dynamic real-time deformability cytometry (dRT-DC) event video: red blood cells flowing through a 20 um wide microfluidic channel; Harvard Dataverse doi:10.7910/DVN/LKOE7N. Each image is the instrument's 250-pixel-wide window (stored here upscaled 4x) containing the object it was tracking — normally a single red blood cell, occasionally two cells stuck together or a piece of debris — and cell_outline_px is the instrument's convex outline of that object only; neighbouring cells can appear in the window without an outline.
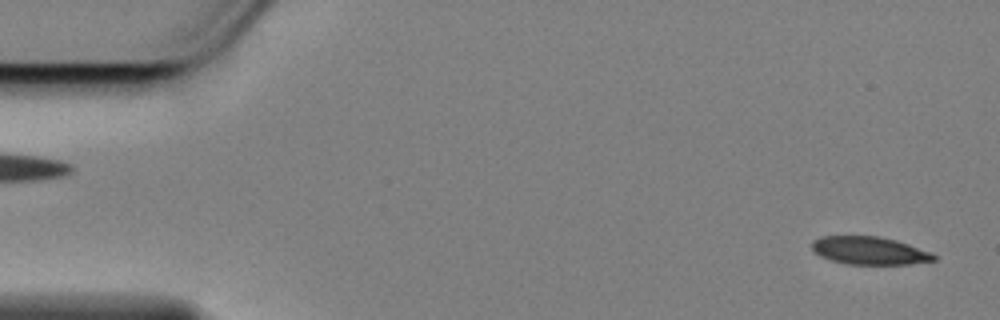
{"species": "Egyptian fruit bat (a non-hibernating species)", "species_latin": "Rousettus aegyptiacus", "temperature_condition": "cold", "stored_images_in_passage": 58, "camera_frame_rate_fps": 3000, "um_per_image_px": 0.085, "animal": {"sex": "female"}, "frame": {"image": 1, "passage_image": 3, "time_ms": 0.667, "image_size_px": [1000, 320], "cell_outline_px": [[936, 260], [912, 264], [848, 264], [832, 260], [820, 256], [812, 248], [812, 240], [820, 236], [880, 236], [896, 240], [932, 252], [936, 256]], "centroid_in_image_um": [73.92, 21.29], "position_along_channel_um": 11.1, "area_um2": 19.83}}
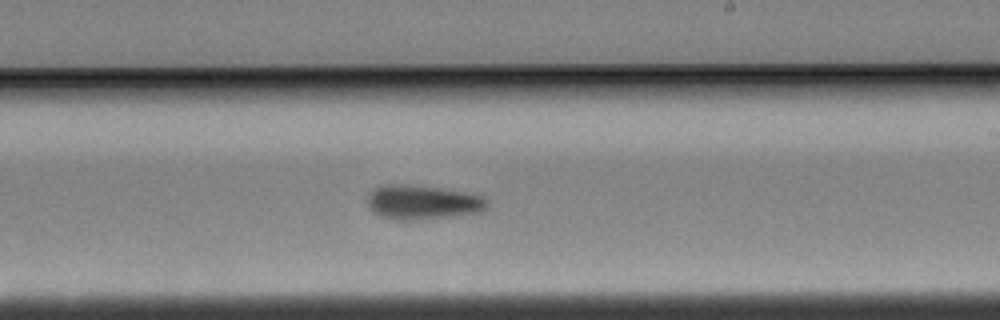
{"frame": {"image": 2, "passage_image": 34, "time_ms": 11.0, "image_size_px": [1000, 320], "cell_outline_px": [[488, 208], [480, 212], [424, 220], [396, 220], [380, 216], [372, 212], [368, 204], [368, 196], [376, 188], [384, 184], [388, 184], [440, 188], [464, 192], [484, 196], [488, 200]], "centroid_in_image_um": [35.95, 17.22], "position_along_channel_um": 253.0, "area_um2": 23.87}}
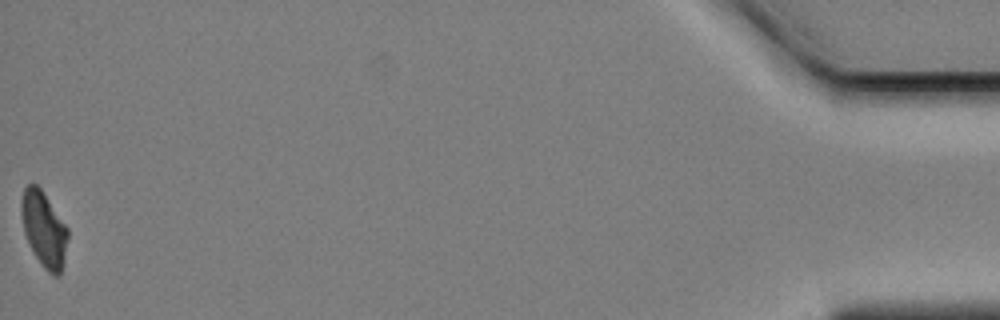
{"frame": {"image": 3, "passage_image": 58, "time_ms": 19.0, "image_size_px": [1000, 320], "cell_outline_px": [[68, 236], [64, 264], [60, 276], [52, 276], [44, 268], [36, 256], [24, 232], [20, 212], [20, 204], [24, 188], [28, 184], [36, 184], [40, 188], [68, 228]], "centroid_in_image_um": [3.74, 19.5], "position_along_channel_um": 431.5, "area_um2": 20.29}, "authors_computed_cell_mechanics": {"area_um2": 22.3975, "velocity_mm_per_s": 3.453, "shape_relaxation_time_tau1_ms": 4.7307, "shape_relaxation_time_tau2_ms": null, "deformation_change_tau1": 0.1185, "deformation_change_tau2": null}}